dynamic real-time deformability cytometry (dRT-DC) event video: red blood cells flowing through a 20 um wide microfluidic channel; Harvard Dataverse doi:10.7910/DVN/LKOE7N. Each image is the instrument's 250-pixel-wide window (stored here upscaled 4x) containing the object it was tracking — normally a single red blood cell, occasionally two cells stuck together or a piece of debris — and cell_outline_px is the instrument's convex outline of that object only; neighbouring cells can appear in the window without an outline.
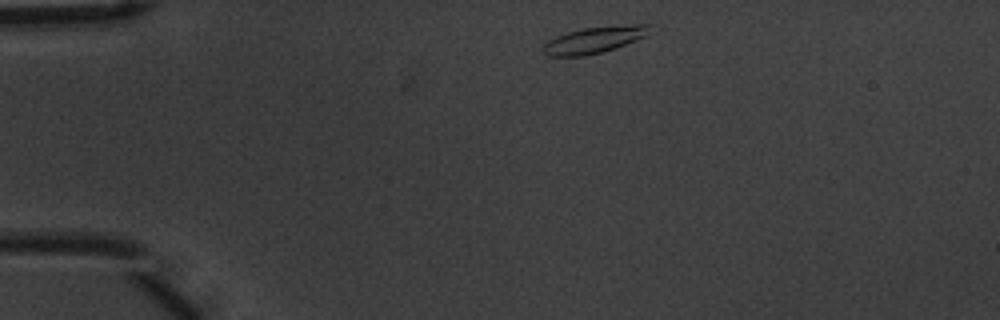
{"species": "common noctule bat (a hibernating species)", "species_latin": "Nyctalus noctula", "temperature_condition": "warm", "stored_images_in_passage": 15, "camera_frame_rate_fps": 3000, "um_per_image_px": 0.085, "animal": {"sex": "male", "body_mass_g": 20.1, "forearm_length_mm": 53.5}, "frame": {"image": 1, "passage_image": 1, "time_ms": 0.0, "image_size_px": [1000, 320], "cell_outline_px": [[652, 24], [648, 36], [616, 48], [584, 56], [544, 56], [540, 48], [548, 40], [556, 36], [568, 32], [584, 28], [636, 24]], "centroid_in_image_um": [50.5, 3.4], "position_along_channel_um": 34.5, "area_um2": 16.59}}
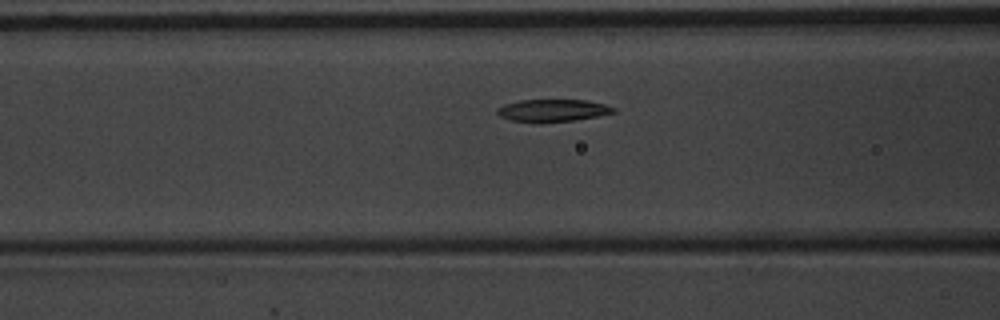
{"frame": {"image": 2, "passage_image": 12, "time_ms": 3.667, "image_size_px": [1000, 320], "cell_outline_px": [[616, 112], [596, 116], [572, 120], [536, 124], [512, 120], [500, 116], [496, 112], [496, 108], [504, 104], [520, 100], [588, 100], [604, 104], [616, 108]], "centroid_in_image_um": [46.94, 9.4], "position_along_channel_um": 119.7, "area_um2": 15.32}}
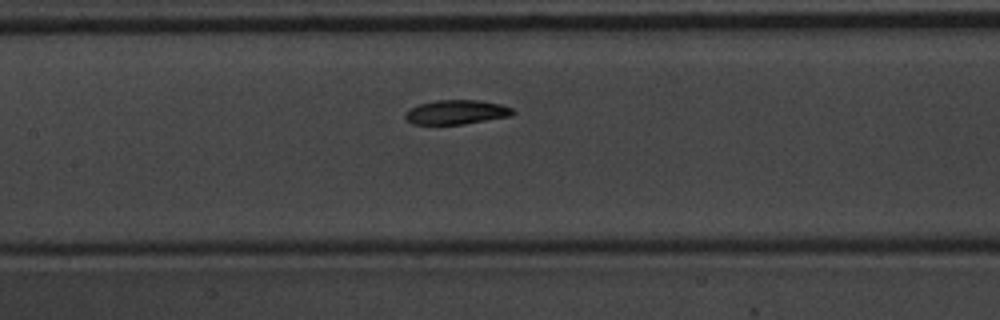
{"frame": {"image": 3, "passage_image": 15, "time_ms": 4.667, "image_size_px": [1000, 320], "cell_outline_px": [[516, 112], [512, 116], [464, 124], [412, 124], [404, 116], [404, 112], [408, 108], [420, 104], [436, 100], [480, 100], [500, 104], [512, 108]], "centroid_in_image_um": [38.8, 9.53], "position_along_channel_um": 168.6, "area_um2": 15.37}}